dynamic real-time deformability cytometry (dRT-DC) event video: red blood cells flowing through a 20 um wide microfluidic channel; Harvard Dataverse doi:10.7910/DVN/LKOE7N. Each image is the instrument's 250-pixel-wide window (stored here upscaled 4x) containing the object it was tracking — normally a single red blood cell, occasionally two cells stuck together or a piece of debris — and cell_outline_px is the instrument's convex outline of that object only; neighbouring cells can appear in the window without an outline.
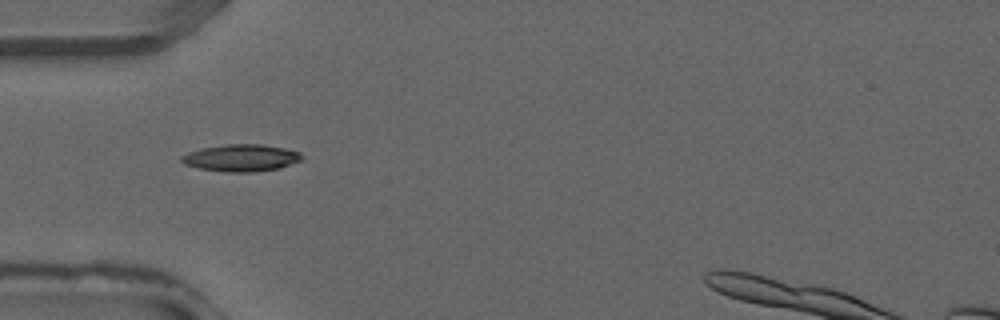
{"species": "common noctule bat (a hibernating species)", "species_latin": "Nyctalus noctula", "temperature_condition": "warm", "stored_images_in_passage": 26, "camera_frame_rate_fps": 3000, "um_per_image_px": 0.085, "animal": {"sex": "male", "forearm_length_mm": 52.5}, "frame": {"image": 1, "passage_image": 1, "time_ms": 0.0, "image_size_px": [1000, 320], "cell_outline_px": [[304, 160], [280, 168], [252, 172], [228, 172], [200, 168], [184, 164], [180, 160], [180, 156], [188, 152], [200, 148], [228, 144], [260, 144], [284, 148], [300, 152], [304, 156]], "centroid_in_image_um": [20.53, 13.42], "position_along_channel_um": 64.5, "area_um2": 19.07}}
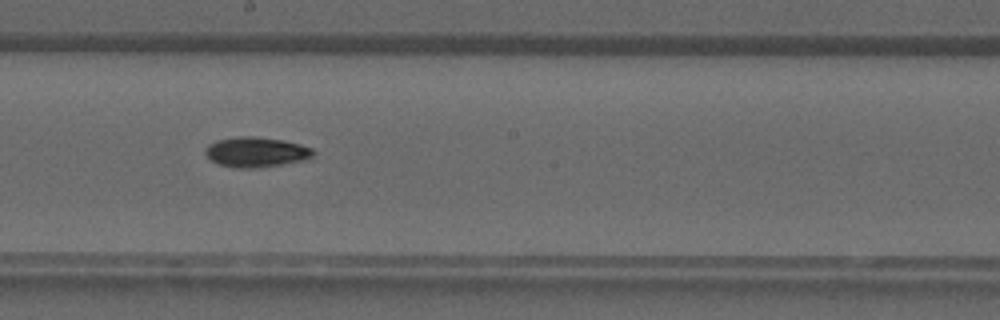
{"frame": {"image": 2, "passage_image": 10, "time_ms": 3.0, "image_size_px": [1000, 320], "cell_outline_px": [[316, 152], [312, 156], [300, 160], [280, 164], [256, 168], [232, 168], [216, 164], [204, 152], [204, 148], [208, 144], [216, 140], [236, 136], [252, 136], [284, 140], [300, 144], [312, 148]], "centroid_in_image_um": [21.71, 12.92], "position_along_channel_um": 226.5, "area_um2": 18.96}}
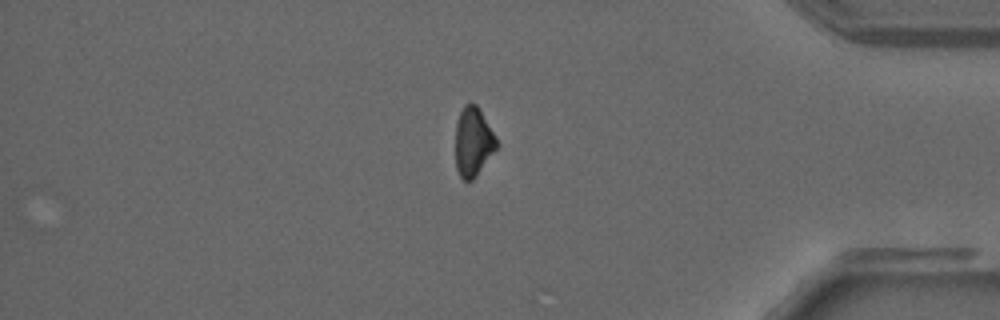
{"frame": {"image": 3, "passage_image": 21, "time_ms": 6.667, "image_size_px": [1000, 320], "cell_outline_px": [[496, 148], [476, 176], [472, 180], [464, 180], [460, 176], [456, 168], [456, 124], [460, 112], [464, 104], [476, 104], [496, 136]], "centroid_in_image_um": [40.2, 12.05], "position_along_channel_um": 395.0, "area_um2": 16.18}}